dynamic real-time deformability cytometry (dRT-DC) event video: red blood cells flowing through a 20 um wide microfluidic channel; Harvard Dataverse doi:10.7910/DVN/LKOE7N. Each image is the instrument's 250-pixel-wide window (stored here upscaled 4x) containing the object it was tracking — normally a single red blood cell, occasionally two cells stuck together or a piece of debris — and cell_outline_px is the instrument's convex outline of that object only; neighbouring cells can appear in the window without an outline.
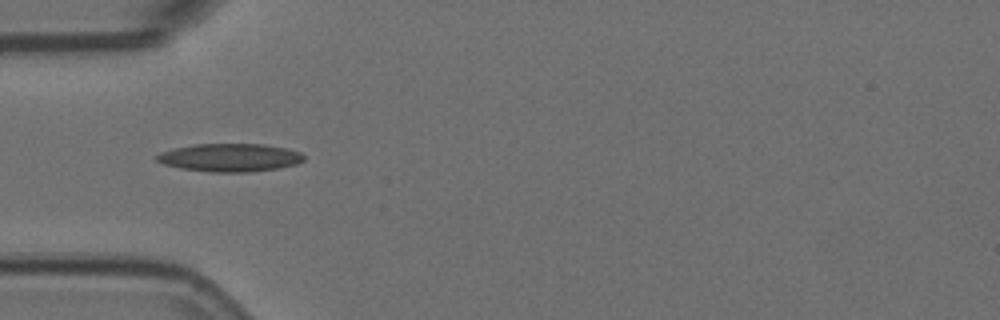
{"species": "Egyptian fruit bat (a non-hibernating species)", "species_latin": "Rousettus aegyptiacus", "temperature_condition": "room temperature", "stored_images_in_passage": 5, "camera_frame_rate_fps": 3000, "um_per_image_px": 0.085, "animal": {"sex": "female"}, "frame": {"image": 1, "passage_image": 4, "time_ms": 1.0, "image_size_px": [1000, 320], "cell_outline_px": [[304, 160], [296, 164], [276, 168], [248, 172], [208, 172], [180, 168], [164, 164], [156, 160], [156, 156], [160, 152], [172, 148], [196, 144], [264, 144], [284, 148], [300, 152], [304, 156]], "centroid_in_image_um": [19.5, 13.39], "position_along_channel_um": 65.5, "area_um2": 23.99}}
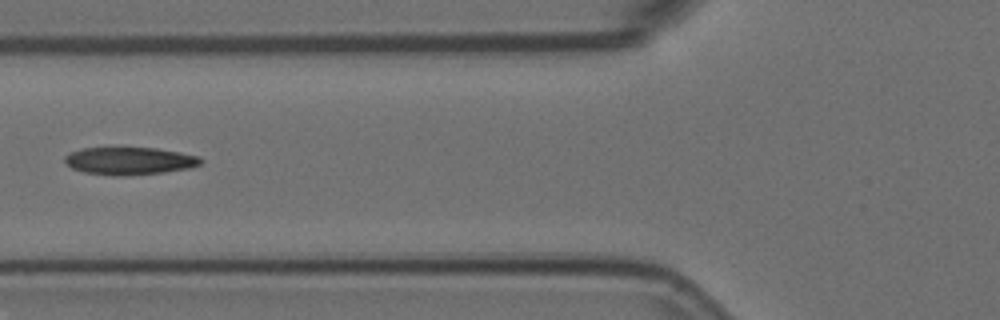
{"frame": {"image": 2, "passage_image": 5, "time_ms": 1.333, "image_size_px": [1000, 320], "cell_outline_px": [[204, 160], [200, 164], [188, 168], [164, 172], [124, 176], [112, 176], [84, 172], [72, 168], [64, 160], [64, 156], [72, 152], [84, 148], [156, 148], [180, 152], [200, 156]], "centroid_in_image_um": [11.03, 13.68], "position_along_channel_um": 114.8, "area_um2": 21.79}}